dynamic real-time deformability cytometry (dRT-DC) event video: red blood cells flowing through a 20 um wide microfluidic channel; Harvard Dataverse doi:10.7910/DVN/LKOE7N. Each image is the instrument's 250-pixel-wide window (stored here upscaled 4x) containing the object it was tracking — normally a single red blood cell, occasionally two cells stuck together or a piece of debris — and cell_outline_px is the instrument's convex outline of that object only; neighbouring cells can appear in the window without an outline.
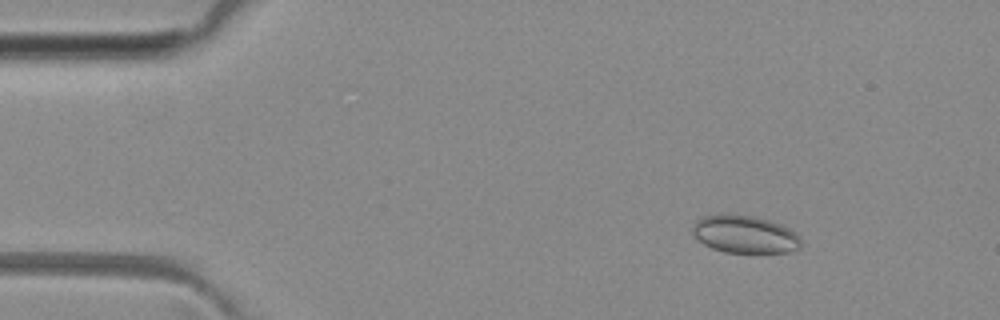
{"species": "common noctule bat (a hibernating species)", "species_latin": "Nyctalus noctula", "temperature_condition": "room temperature", "stored_images_in_passage": 4, "camera_frame_rate_fps": 3000, "um_per_image_px": 0.085, "animal": {"sex": "female", "body_mass_g": 29.2, "forearm_length_mm": 56.3}, "frame": {"image": 1, "passage_image": 1, "time_ms": 0.0, "image_size_px": [1000, 320], "cell_outline_px": [[800, 248], [788, 252], [756, 256], [724, 252], [712, 248], [704, 244], [692, 232], [692, 224], [696, 220], [704, 216], [752, 216], [768, 220], [780, 224], [796, 232], [800, 236]], "centroid_in_image_um": [63.37, 20.0], "position_along_channel_um": 21.6, "area_um2": 24.16}}
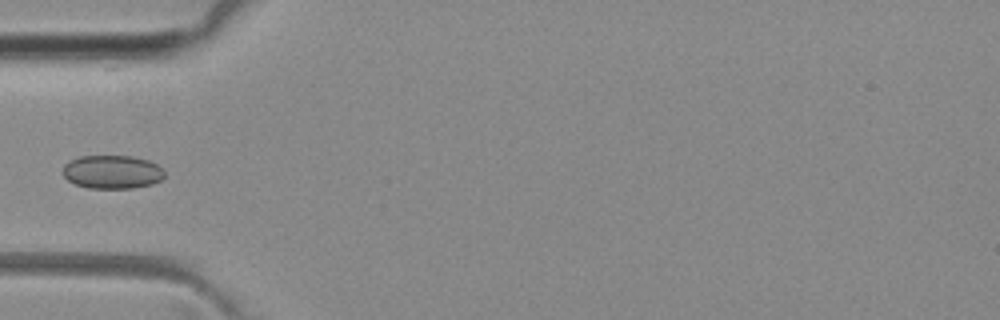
{"frame": {"image": 2, "passage_image": 4, "time_ms": 3.333, "image_size_px": [1000, 320], "cell_outline_px": [[164, 176], [160, 180], [152, 184], [132, 188], [88, 188], [76, 184], [68, 180], [64, 176], [64, 164], [68, 160], [80, 156], [132, 156], [148, 160], [164, 168]], "centroid_in_image_um": [9.54, 14.61], "position_along_channel_um": 75.5, "area_um2": 19.88}}